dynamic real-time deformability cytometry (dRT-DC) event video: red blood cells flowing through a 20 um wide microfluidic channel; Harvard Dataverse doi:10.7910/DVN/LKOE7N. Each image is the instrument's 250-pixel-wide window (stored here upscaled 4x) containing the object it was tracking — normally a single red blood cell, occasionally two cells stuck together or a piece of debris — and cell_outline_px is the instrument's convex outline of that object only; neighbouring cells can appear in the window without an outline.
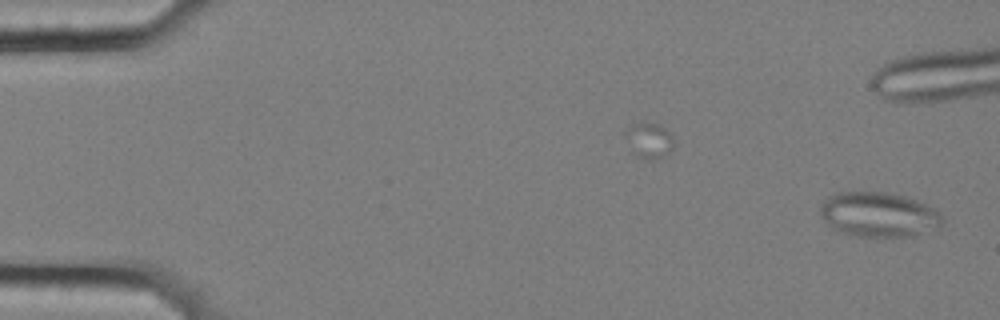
{"species": "common noctule bat (a hibernating species)", "species_latin": "Nyctalus noctula", "temperature_condition": "cold", "stored_images_in_passage": 53, "camera_frame_rate_fps": 3000, "um_per_image_px": 0.085, "animal": {"sex": "female", "body_mass_g": 25.1}, "frame": {"image": 1, "passage_image": 2, "time_ms": 0.333, "image_size_px": [1000, 320], "cell_outline_px": [[944, 220], [940, 228], [912, 236], [856, 236], [836, 232], [820, 216], [820, 208], [824, 200], [828, 196], [840, 192], [884, 192], [904, 196], [916, 200], [932, 208]], "centroid_in_image_um": [74.65, 18.25], "position_along_channel_um": 10.3, "area_um2": 31.79}}